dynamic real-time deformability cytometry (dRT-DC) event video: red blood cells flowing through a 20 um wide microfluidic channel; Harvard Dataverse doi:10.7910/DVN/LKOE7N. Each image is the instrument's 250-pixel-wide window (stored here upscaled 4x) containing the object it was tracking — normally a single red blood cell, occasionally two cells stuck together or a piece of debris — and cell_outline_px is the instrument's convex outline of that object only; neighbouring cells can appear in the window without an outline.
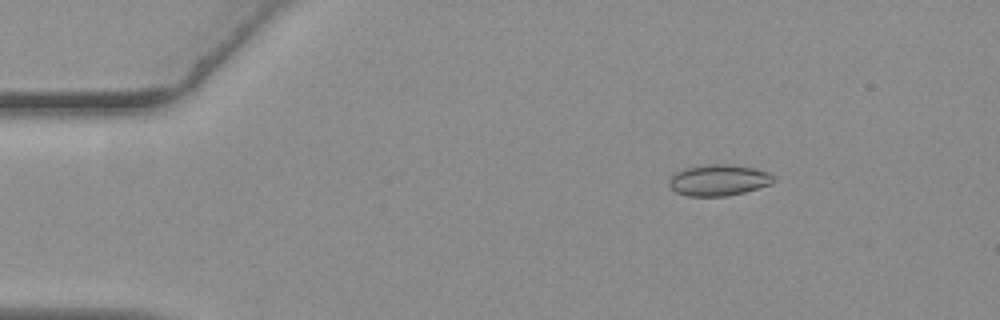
{"species": "common noctule bat (a hibernating species)", "species_latin": "Nyctalus noctula", "temperature_condition": "warm", "stored_images_in_passage": 50, "camera_frame_rate_fps": 3000, "um_per_image_px": 0.085, "animal": {"sex": "female", "body_mass_g": 19.3, "forearm_length_mm": 54.1}, "frame": {"image": 1, "passage_image": 2, "time_ms": 0.333, "image_size_px": [1000, 320], "cell_outline_px": [[776, 180], [772, 184], [744, 192], [728, 196], [688, 196], [676, 192], [668, 184], [668, 180], [676, 172], [684, 168], [704, 164], [732, 164], [756, 168], [768, 172]], "centroid_in_image_um": [61.09, 15.3], "position_along_channel_um": 23.9, "area_um2": 19.19}}
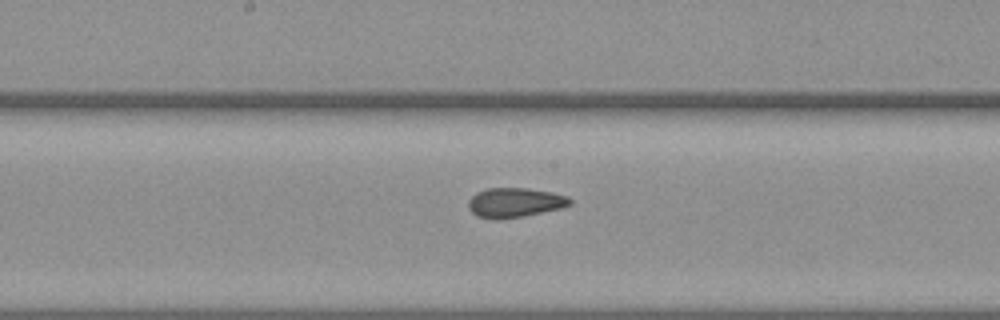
{"frame": {"image": 2, "passage_image": 23, "time_ms": 7.333, "image_size_px": [1000, 320], "cell_outline_px": [[572, 204], [560, 208], [524, 216], [476, 216], [468, 208], [468, 200], [476, 192], [488, 188], [528, 188], [552, 192], [568, 196], [572, 200]], "centroid_in_image_um": [43.8, 17.17], "position_along_channel_um": 204.4, "area_um2": 16.94}}
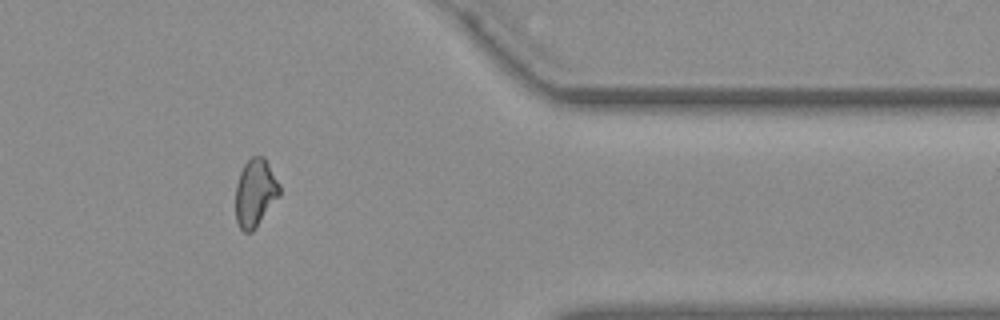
{"frame": {"image": 3, "passage_image": 40, "time_ms": 13.0, "image_size_px": [1000, 320], "cell_outline_px": [[280, 196], [256, 228], [252, 232], [244, 232], [240, 228], [236, 220], [236, 184], [240, 172], [244, 164], [252, 156], [264, 156], [280, 184]], "centroid_in_image_um": [21.71, 16.4], "position_along_channel_um": 389.7, "area_um2": 17.51}, "authors_computed_cell_mechanics": {"area_um2": 17.629, "velocity_mm_per_s": 3.6537, "shape_relaxation_time_tau1_ms": null, "shape_relaxation_time_tau2_ms": 2.1364, "deformation_change_tau1": null, "deformation_change_tau2": 0.0677}}